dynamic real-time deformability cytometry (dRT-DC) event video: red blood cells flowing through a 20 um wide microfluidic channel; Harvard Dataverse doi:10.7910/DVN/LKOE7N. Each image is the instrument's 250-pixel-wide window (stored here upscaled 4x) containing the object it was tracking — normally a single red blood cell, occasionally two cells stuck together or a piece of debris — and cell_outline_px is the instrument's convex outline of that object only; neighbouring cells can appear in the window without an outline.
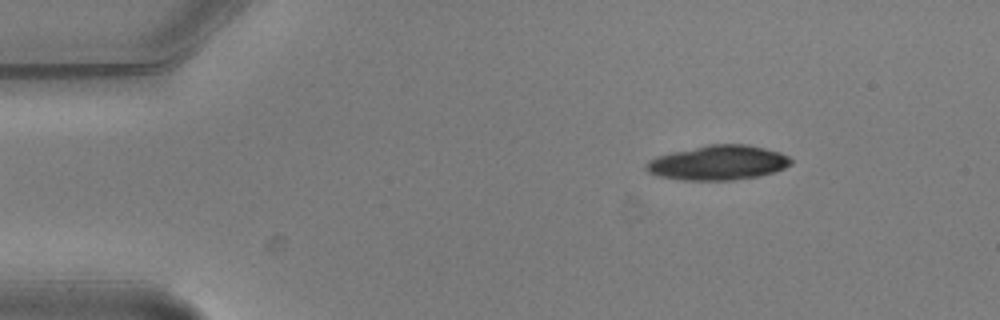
{"species": "common noctule bat (a hibernating species)", "species_latin": "Nyctalus noctula", "temperature_condition": "warm", "stored_images_in_passage": 3, "camera_frame_rate_fps": 3000, "um_per_image_px": 0.085, "animal": {"sex": "male", "body_mass_g": 20.5, "forearm_length_mm": 52.5}, "frame": {"image": 1, "passage_image": 1, "time_ms": 0.0, "image_size_px": [1000, 320], "cell_outline_px": [[792, 164], [784, 168], [760, 176], [732, 180], [680, 180], [660, 176], [648, 172], [644, 168], [644, 164], [648, 160], [656, 156], [672, 152], [708, 144], [748, 144], [780, 152], [788, 156], [792, 160]], "centroid_in_image_um": [61.02, 13.83], "position_along_channel_um": 24.0, "area_um2": 29.36}}